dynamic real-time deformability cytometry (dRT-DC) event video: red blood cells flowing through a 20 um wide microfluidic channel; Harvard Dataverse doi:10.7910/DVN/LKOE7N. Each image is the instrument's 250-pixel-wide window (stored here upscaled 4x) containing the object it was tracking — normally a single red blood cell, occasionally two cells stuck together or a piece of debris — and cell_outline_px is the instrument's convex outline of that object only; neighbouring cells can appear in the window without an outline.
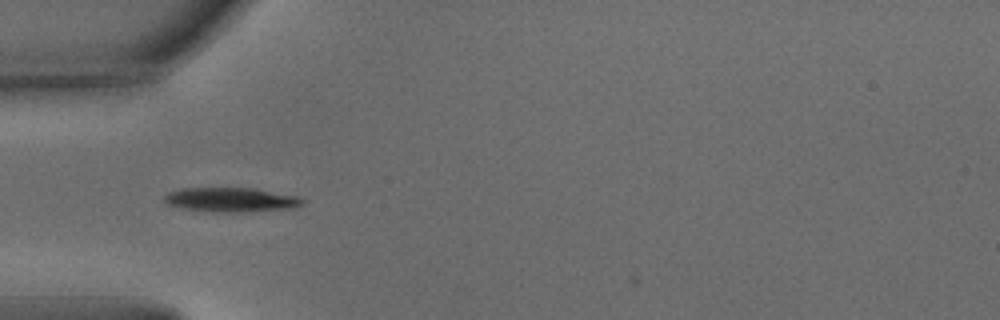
{"species": "common noctule bat (a hibernating species)", "species_latin": "Nyctalus noctula", "temperature_condition": "warm", "stored_images_in_passage": 35, "camera_frame_rate_fps": 3000, "um_per_image_px": 0.085, "animal": {"sex": "male", "body_mass_g": 15.6}, "frame": {"image": 1, "passage_image": 3, "time_ms": 0.667, "image_size_px": [1000, 320], "cell_outline_px": [[304, 204], [292, 208], [240, 212], [220, 212], [184, 208], [168, 204], [164, 200], [164, 196], [168, 192], [180, 188], [252, 188], [296, 196], [304, 200]], "centroid_in_image_um": [19.63, 16.97], "position_along_channel_um": 65.4, "area_um2": 19.31}}
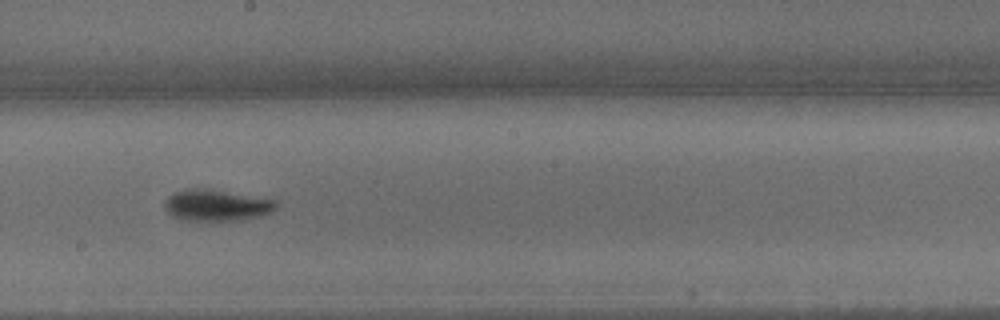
{"frame": {"image": 2, "passage_image": 16, "time_ms": 5.0, "image_size_px": [1000, 320], "cell_outline_px": [[280, 200], [276, 208], [272, 212], [256, 216], [232, 220], [188, 220], [172, 216], [164, 208], [164, 200], [168, 196], [176, 192], [196, 188]], "centroid_in_image_um": [18.4, 17.45], "position_along_channel_um": 229.8, "area_um2": 19.77}}
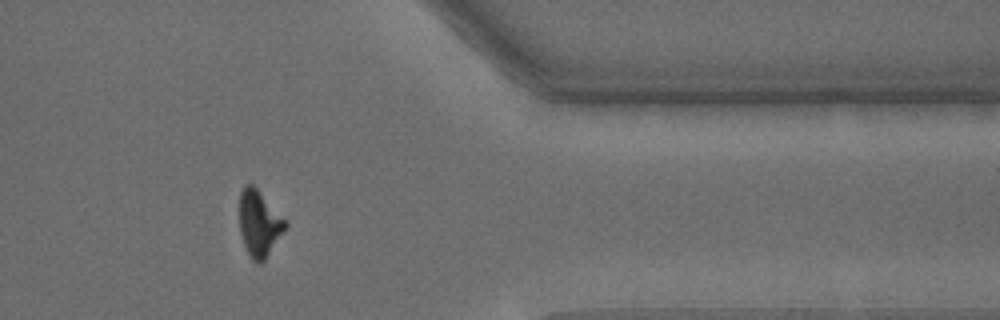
{"frame": {"image": 3, "passage_image": 30, "time_ms": 9.667, "image_size_px": [1000, 320], "cell_outline_px": [[288, 224], [264, 260], [260, 264], [256, 264], [252, 260], [244, 244], [240, 232], [240, 192], [244, 184], [252, 184], [256, 188]], "centroid_in_image_um": [22.0, 19.0], "position_along_channel_um": 389.4, "area_um2": 17.11}, "authors_computed_cell_mechanics": {"area_um2": 18.5538, "velocity_mm_per_s": 3.8011, "shape_relaxation_time_tau1_ms": 1.6943, "shape_relaxation_time_tau2_ms": 2.9062, "deformation_change_tau1": 0.182, "deformation_change_tau2": 0.1076}}